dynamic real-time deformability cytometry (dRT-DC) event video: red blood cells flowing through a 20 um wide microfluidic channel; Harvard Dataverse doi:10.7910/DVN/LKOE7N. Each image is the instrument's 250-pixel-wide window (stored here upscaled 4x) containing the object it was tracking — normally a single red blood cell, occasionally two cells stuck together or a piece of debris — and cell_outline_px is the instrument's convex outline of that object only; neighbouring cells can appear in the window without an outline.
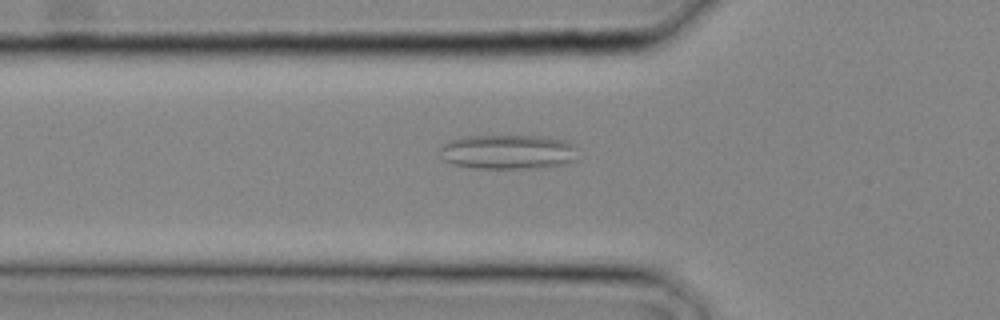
{"species": "common noctule bat (a hibernating species)", "species_latin": "Nyctalus noctula", "temperature_condition": "cold", "stored_images_in_passage": 13, "camera_frame_rate_fps": 3000, "um_per_image_px": 0.085, "animal": {"sex": "male", "body_mass_g": 20.4}, "frame": {"image": 1, "passage_image": 3, "time_ms": 0.667, "image_size_px": [1000, 320], "cell_outline_px": [[580, 160], [572, 164], [536, 168], [472, 168], [452, 164], [444, 160], [440, 156], [440, 148], [448, 140], [460, 136], [540, 136], [564, 140], [576, 144], [580, 148]], "centroid_in_image_um": [43.29, 12.92], "position_along_channel_um": 82.5, "area_um2": 28.78}}